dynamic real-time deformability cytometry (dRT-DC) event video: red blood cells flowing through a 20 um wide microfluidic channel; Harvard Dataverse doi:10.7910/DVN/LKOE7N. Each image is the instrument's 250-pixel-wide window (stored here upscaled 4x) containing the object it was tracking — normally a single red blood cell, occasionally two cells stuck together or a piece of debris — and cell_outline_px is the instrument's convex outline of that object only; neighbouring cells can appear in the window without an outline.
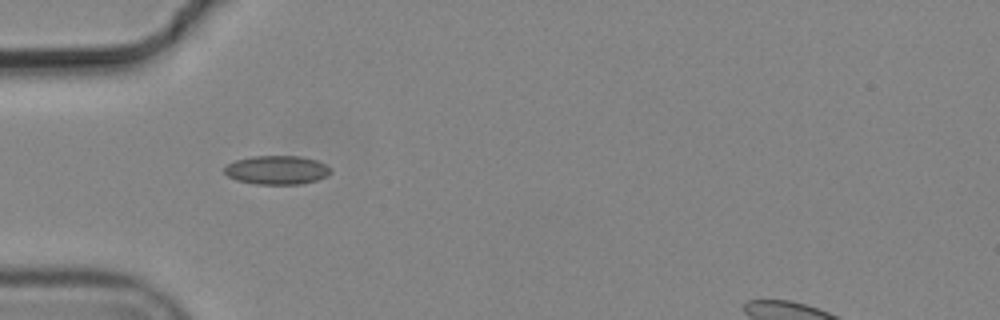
{"species": "common noctule bat (a hibernating species)", "species_latin": "Nyctalus noctula", "temperature_condition": "cold", "stored_images_in_passage": 5, "camera_frame_rate_fps": 3000, "um_per_image_px": 0.085, "animal": {"sex": "male", "body_mass_g": 19.2, "forearm_length_mm": 51.8}, "frame": {"image": 1, "passage_image": 4, "time_ms": 1.0, "image_size_px": [1000, 320], "cell_outline_px": [[332, 172], [328, 176], [316, 180], [300, 184], [256, 184], [236, 180], [228, 176], [224, 172], [224, 168], [228, 164], [236, 160], [252, 156], [300, 156], [316, 160], [332, 168]], "centroid_in_image_um": [23.55, 14.45], "position_along_channel_um": 61.4, "area_um2": 17.86}}
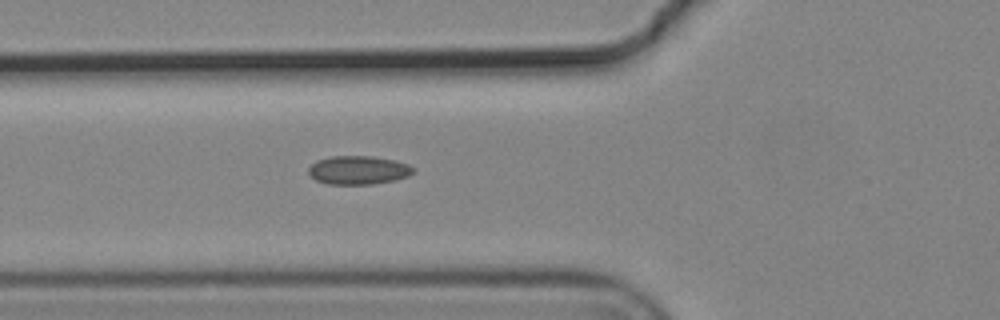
{"frame": {"image": 2, "passage_image": 5, "time_ms": 1.333, "image_size_px": [1000, 320], "cell_outline_px": [[416, 168], [408, 176], [396, 180], [372, 184], [328, 184], [316, 180], [308, 172], [308, 168], [316, 160], [332, 156], [372, 156], [396, 160], [408, 164]], "centroid_in_image_um": [30.47, 14.45], "position_along_channel_um": 95.3, "area_um2": 17.51}}